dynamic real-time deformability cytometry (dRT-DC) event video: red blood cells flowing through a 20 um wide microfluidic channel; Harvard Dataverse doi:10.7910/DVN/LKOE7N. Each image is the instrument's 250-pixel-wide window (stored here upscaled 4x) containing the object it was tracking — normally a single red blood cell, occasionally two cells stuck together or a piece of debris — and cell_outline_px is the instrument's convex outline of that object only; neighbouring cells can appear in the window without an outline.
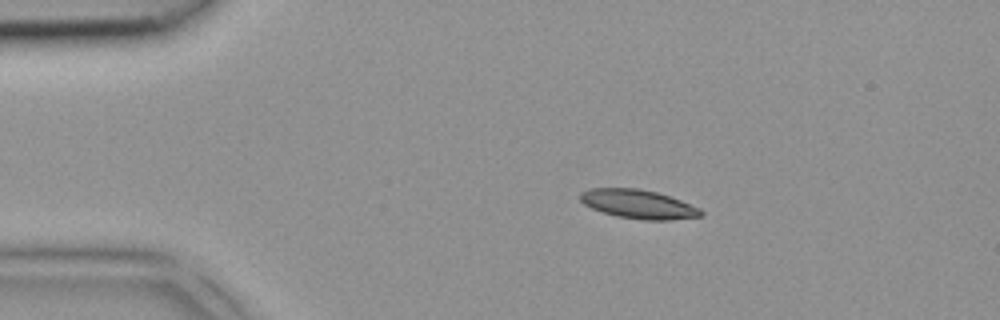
{"species": "common noctule bat (a hibernating species)", "species_latin": "Nyctalus noctula", "temperature_condition": "room temperature", "stored_images_in_passage": 2, "camera_frame_rate_fps": 3000, "um_per_image_px": 0.085, "animal": {"sex": "female", "body_mass_g": 18.4}, "frame": {"image": 1, "passage_image": 1, "time_ms": 0.0, "image_size_px": [1000, 320], "cell_outline_px": [[704, 216], [668, 220], [644, 220], [616, 216], [592, 208], [584, 204], [580, 200], [580, 192], [592, 188], [636, 188], [656, 192], [680, 200], [700, 208], [704, 212]], "centroid_in_image_um": [54.27, 17.36], "position_along_channel_um": 30.7, "area_um2": 20.23}}
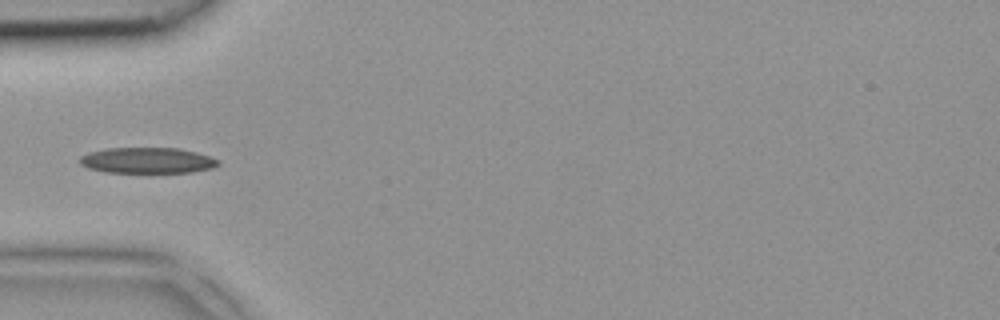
{"frame": {"image": 2, "passage_image": 2, "time_ms": 0.333, "image_size_px": [1000, 320], "cell_outline_px": [[220, 164], [212, 168], [192, 172], [104, 172], [88, 168], [80, 164], [80, 156], [88, 152], [104, 148], [180, 148], [196, 152], [220, 160]], "centroid_in_image_um": [12.51, 13.63], "position_along_channel_um": 72.5, "area_um2": 20.87}}